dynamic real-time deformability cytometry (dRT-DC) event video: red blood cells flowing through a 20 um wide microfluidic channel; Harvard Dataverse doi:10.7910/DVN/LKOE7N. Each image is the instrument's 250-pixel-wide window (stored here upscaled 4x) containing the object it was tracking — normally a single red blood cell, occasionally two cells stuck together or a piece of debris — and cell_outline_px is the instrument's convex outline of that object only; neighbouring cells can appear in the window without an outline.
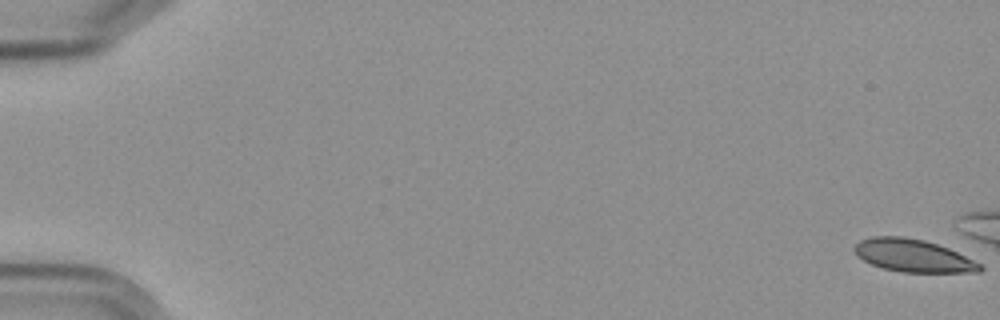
{"species": "Egyptian fruit bat (a non-hibernating species)", "species_latin": "Rousettus aegyptiacus", "temperature_condition": "cold", "stored_images_in_passage": 4, "camera_frame_rate_fps": 3000, "um_per_image_px": 0.085, "frame": {"image": 1, "passage_image": 1, "time_ms": 0.0, "image_size_px": [1000, 320], "cell_outline_px": [[984, 268], [980, 272], [904, 272], [884, 268], [872, 264], [856, 256], [852, 248], [860, 240], [872, 236], [904, 236], [924, 240], [948, 248], [980, 264]], "centroid_in_image_um": [77.57, 21.72], "position_along_channel_um": 7.4, "area_um2": 23.7}}